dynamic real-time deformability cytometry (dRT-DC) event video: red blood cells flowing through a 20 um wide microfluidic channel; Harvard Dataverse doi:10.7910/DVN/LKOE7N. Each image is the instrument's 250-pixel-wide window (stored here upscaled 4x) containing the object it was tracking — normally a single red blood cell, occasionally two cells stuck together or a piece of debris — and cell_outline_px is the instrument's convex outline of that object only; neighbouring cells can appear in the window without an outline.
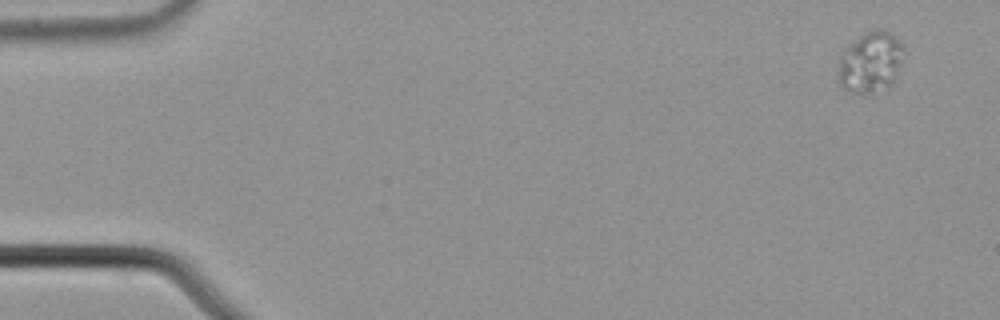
{"species": "common noctule bat (a hibernating species)", "species_latin": "Nyctalus noctula", "temperature_condition": "cold", "stored_images_in_passage": 5, "camera_frame_rate_fps": 3000, "um_per_image_px": 0.085, "animal": {"sex": "male", "body_mass_g": 21.5, "forearm_length_mm": 52.0}, "frame": {"image": 1, "passage_image": 1, "time_ms": 0.0, "image_size_px": [1000, 320], "cell_outline_px": [[904, 48], [900, 64], [892, 88], [872, 92], [848, 92], [840, 84], [840, 56], [864, 32], [872, 28], [880, 28], [888, 32], [904, 44]], "centroid_in_image_um": [74.05, 5.28], "position_along_channel_um": 10.9, "area_um2": 22.95}}